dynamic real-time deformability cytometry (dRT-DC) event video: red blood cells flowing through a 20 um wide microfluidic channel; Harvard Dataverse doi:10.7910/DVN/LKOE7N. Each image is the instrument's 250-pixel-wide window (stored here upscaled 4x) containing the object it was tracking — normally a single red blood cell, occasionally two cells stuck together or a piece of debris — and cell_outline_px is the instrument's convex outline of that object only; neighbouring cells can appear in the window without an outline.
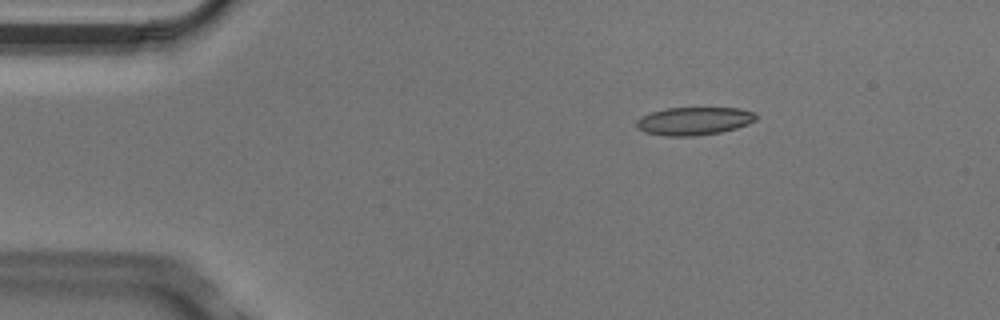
{"species": "Egyptian fruit bat (a non-hibernating species)", "species_latin": "Rousettus aegyptiacus", "temperature_condition": "cold", "stored_images_in_passage": 5, "camera_frame_rate_fps": 3000, "um_per_image_px": 0.085, "animal": {"sex": "male"}, "frame": {"image": 1, "passage_image": 1, "time_ms": 0.0, "image_size_px": [1000, 320], "cell_outline_px": [[756, 120], [748, 124], [736, 128], [720, 132], [692, 136], [664, 136], [644, 132], [636, 128], [636, 120], [640, 116], [664, 108], [740, 108], [756, 112]], "centroid_in_image_um": [58.97, 10.28], "position_along_channel_um": 26.0, "area_um2": 19.65}}